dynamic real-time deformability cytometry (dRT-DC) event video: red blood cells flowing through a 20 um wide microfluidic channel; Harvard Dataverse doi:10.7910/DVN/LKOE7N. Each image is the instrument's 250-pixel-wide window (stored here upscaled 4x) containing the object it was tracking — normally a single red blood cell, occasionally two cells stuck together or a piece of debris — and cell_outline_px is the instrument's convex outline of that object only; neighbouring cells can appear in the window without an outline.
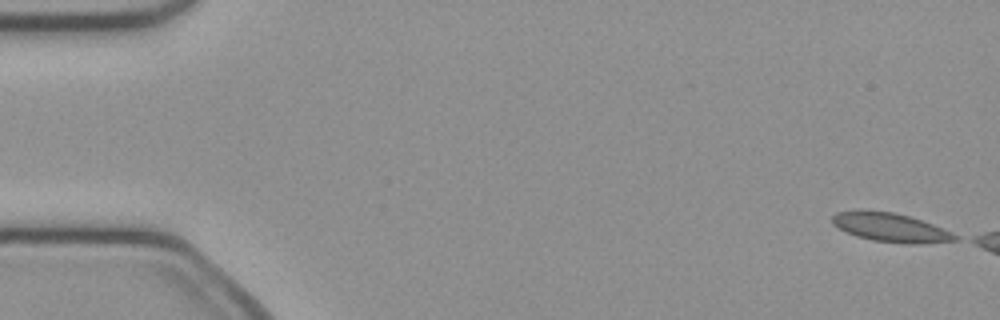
{"species": "common noctule bat (a hibernating species)", "species_latin": "Nyctalus noctula", "temperature_condition": "cold", "stored_images_in_passage": 11, "camera_frame_rate_fps": 3000, "um_per_image_px": 0.085, "animal": {"sex": "female", "body_mass_g": 21.9}, "frame": {"image": 1, "passage_image": 1, "time_ms": 0.0, "image_size_px": [1000, 320], "cell_outline_px": [[960, 240], [920, 244], [908, 244], [872, 240], [856, 236], [832, 224], [832, 216], [836, 212], [856, 208], [892, 212], [908, 216], [932, 224], [952, 232], [960, 236]], "centroid_in_image_um": [75.69, 19.32], "position_along_channel_um": 9.3, "area_um2": 20.92}}